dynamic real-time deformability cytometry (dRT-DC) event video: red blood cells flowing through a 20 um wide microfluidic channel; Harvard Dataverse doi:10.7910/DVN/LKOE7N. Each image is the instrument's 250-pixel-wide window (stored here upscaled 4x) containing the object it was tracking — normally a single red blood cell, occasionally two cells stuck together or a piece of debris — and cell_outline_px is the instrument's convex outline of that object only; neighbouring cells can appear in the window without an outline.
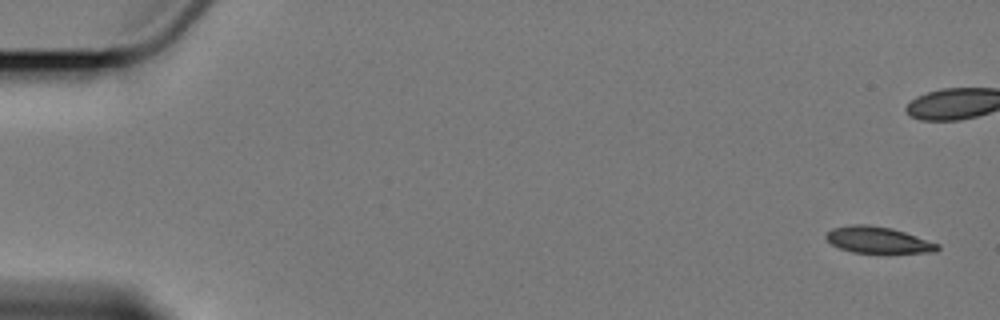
{"species": "Egyptian fruit bat (a non-hibernating species)", "species_latin": "Rousettus aegyptiacus", "temperature_condition": "cold", "stored_images_in_passage": 6, "camera_frame_rate_fps": 3000, "um_per_image_px": 0.085, "animal": {"sex": "female"}, "frame": {"image": 1, "passage_image": 1, "time_ms": 0.0, "image_size_px": [1000, 320], "cell_outline_px": [[940, 248], [936, 252], [852, 252], [840, 248], [832, 244], [824, 236], [832, 228], [852, 224], [868, 224], [892, 228], [940, 244]], "centroid_in_image_um": [74.62, 20.38], "position_along_channel_um": 10.4, "area_um2": 16.94}}
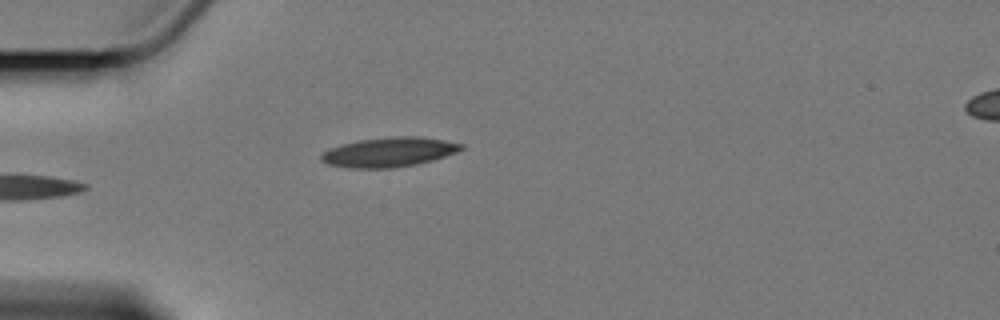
{"frame": {"image": 2, "passage_image": 6, "time_ms": 6.333, "image_size_px": [1000, 320], "cell_outline_px": [[464, 148], [456, 152], [432, 160], [416, 164], [392, 168], [348, 168], [328, 164], [320, 160], [320, 156], [324, 152], [332, 148], [344, 144], [360, 140], [388, 136], [420, 136], [444, 140], [464, 144]], "centroid_in_image_um": [33.08, 12.92], "position_along_channel_um": 51.9, "area_um2": 23.99}}